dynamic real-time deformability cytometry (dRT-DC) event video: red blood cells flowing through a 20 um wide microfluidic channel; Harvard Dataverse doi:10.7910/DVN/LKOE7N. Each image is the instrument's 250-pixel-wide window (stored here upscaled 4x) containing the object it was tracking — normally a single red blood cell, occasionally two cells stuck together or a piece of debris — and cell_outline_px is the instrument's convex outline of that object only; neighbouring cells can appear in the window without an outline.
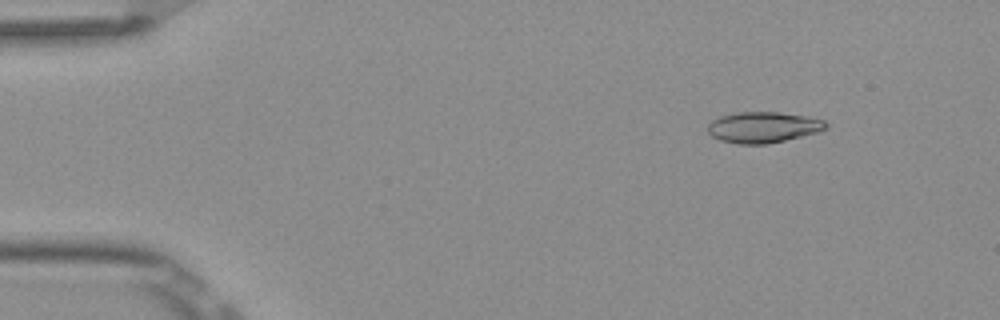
{"species": "Egyptian fruit bat (a non-hibernating species)", "species_latin": "Rousettus aegyptiacus", "temperature_condition": "room temperature", "stored_images_in_passage": 6, "camera_frame_rate_fps": 3000, "um_per_image_px": 0.085, "frame": {"image": 1, "passage_image": 2, "time_ms": 0.333, "image_size_px": [1000, 320], "cell_outline_px": [[828, 128], [816, 132], [768, 144], [736, 144], [720, 140], [712, 136], [708, 132], [708, 124], [716, 116], [736, 112], [780, 112], [808, 116], [824, 120], [828, 124]], "centroid_in_image_um": [64.84, 10.8], "position_along_channel_um": 20.2, "area_um2": 21.44}}
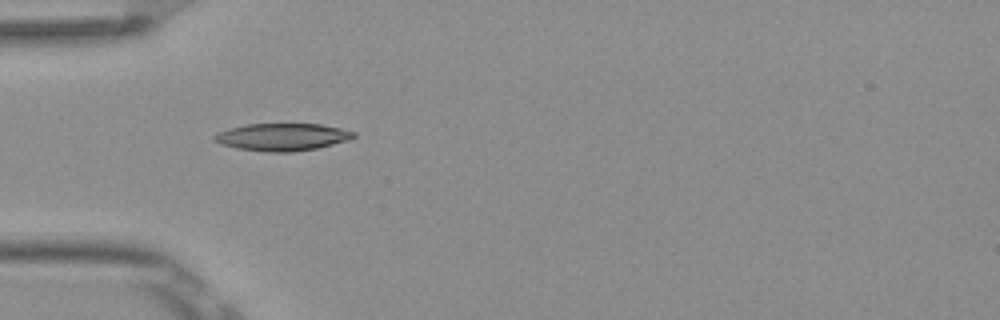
{"frame": {"image": 2, "passage_image": 5, "time_ms": 1.333, "image_size_px": [1000, 320], "cell_outline_px": [[356, 136], [348, 140], [316, 148], [292, 152], [268, 152], [236, 148], [220, 144], [212, 140], [212, 136], [228, 128], [244, 124], [320, 124], [340, 128], [356, 132]], "centroid_in_image_um": [23.96, 11.64], "position_along_channel_um": 61.0, "area_um2": 22.25}}
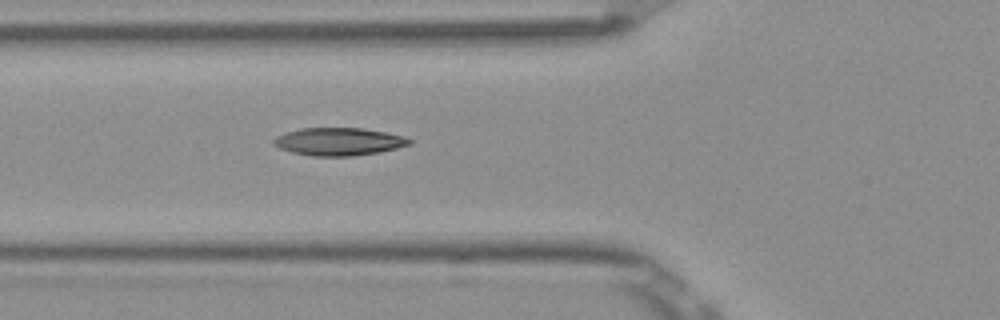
{"frame": {"image": 3, "passage_image": 6, "time_ms": 1.667, "image_size_px": [1000, 320], "cell_outline_px": [[412, 144], [380, 152], [352, 156], [312, 156], [292, 152], [280, 148], [272, 144], [272, 140], [276, 136], [284, 132], [300, 128], [364, 128], [404, 136], [412, 140]], "centroid_in_image_um": [28.77, 12.03], "position_along_channel_um": 97.0, "area_um2": 22.08}}